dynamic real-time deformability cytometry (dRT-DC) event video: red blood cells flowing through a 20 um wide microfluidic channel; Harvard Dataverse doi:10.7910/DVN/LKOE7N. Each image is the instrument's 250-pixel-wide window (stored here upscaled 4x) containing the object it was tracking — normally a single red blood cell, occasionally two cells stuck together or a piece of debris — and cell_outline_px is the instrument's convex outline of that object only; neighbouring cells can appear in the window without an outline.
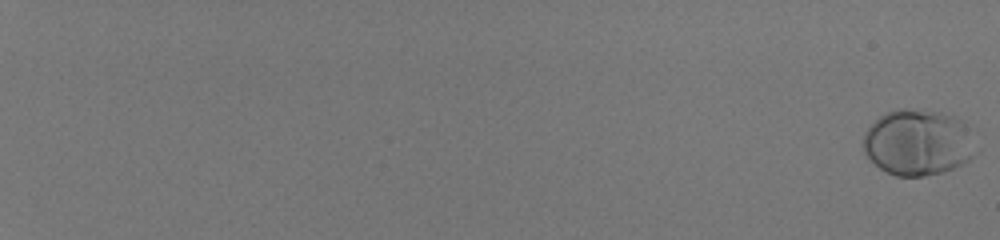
{"species": "human", "species_latin": "Homo sapiens", "temperature_condition": "room temperature", "stored_images_in_passage": 58, "camera_frame_rate_fps": 3000, "um_per_image_px": 0.085, "donor": {"sex": "male"}, "frame": {"image": 1, "passage_image": 1, "time_ms": 0.0, "image_size_px": [1000, 240], "cell_outline_px": [[980, 152], [968, 160], [944, 172], [924, 176], [896, 176], [880, 168], [864, 152], [864, 132], [880, 116], [896, 108], [904, 108], [940, 112], [956, 116], [964, 120], [980, 148]], "centroid_in_image_um": [78.11, 12.1], "position_along_channel_um": 6.9, "area_um2": 43.81}}
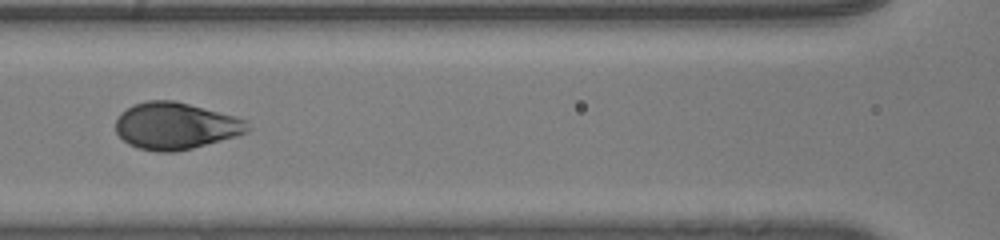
{"frame": {"image": 2, "passage_image": 34, "time_ms": 11.0, "image_size_px": [1000, 240], "cell_outline_px": [[252, 128], [248, 132], [236, 136], [192, 148], [172, 152], [156, 152], [140, 148], [128, 144], [116, 132], [116, 120], [120, 112], [132, 104], [148, 100], [176, 100], [248, 120]], "centroid_in_image_um": [14.93, 10.69], "position_along_channel_um": 151.7, "area_um2": 36.18}}
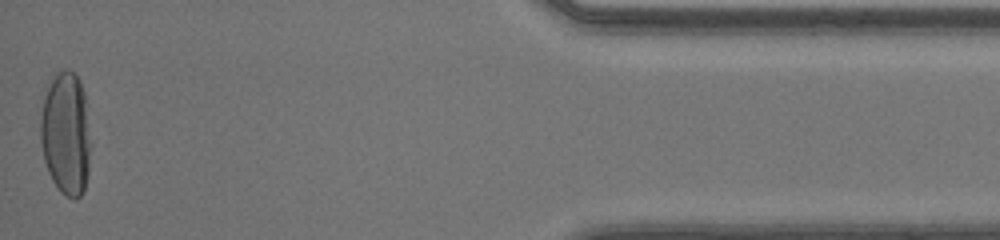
{"frame": {"image": 3, "passage_image": 58, "time_ms": 19.0, "image_size_px": [1000, 240], "cell_outline_px": [[92, 144], [88, 176], [84, 192], [76, 200], [72, 200], [64, 196], [60, 192], [52, 180], [48, 172], [44, 160], [40, 144], [40, 120], [44, 96], [52, 80], [60, 72], [68, 68], [80, 80], [84, 92]], "centroid_in_image_um": [5.63, 11.45], "position_along_channel_um": 429.6, "area_um2": 36.76}, "authors_computed_cell_mechanics": {"area_um2": 36.6163, "velocity_mm_per_s": 4.1114, "shape_relaxation_time_tau1_ms": 3.944, "shape_relaxation_time_tau2_ms": null, "deformation_change_tau1": 0.2195, "deformation_change_tau2": null}}